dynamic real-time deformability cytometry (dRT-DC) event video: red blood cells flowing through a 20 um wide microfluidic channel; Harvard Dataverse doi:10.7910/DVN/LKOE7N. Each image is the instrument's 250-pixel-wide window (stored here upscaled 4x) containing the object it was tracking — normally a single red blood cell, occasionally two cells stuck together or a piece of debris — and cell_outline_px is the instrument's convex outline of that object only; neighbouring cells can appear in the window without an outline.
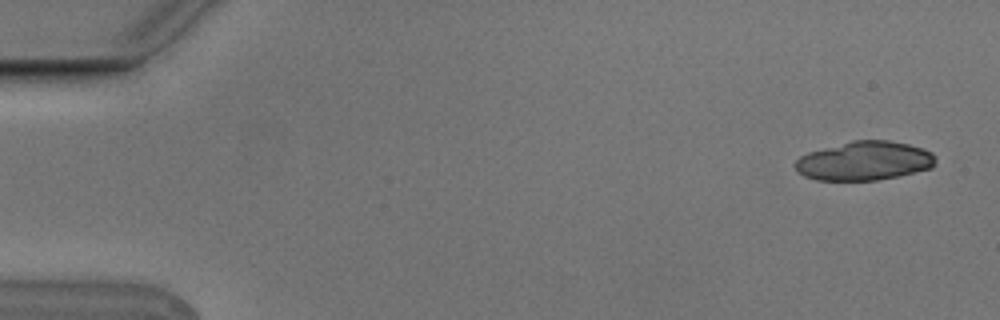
{"species": "Egyptian fruit bat (a non-hibernating species)", "species_latin": "Rousettus aegyptiacus", "temperature_condition": "cold", "stored_images_in_passage": 6, "segment_of_instrument_passage": [1, 2], "camera_frame_rate_fps": 3000, "um_per_image_px": 0.085, "animal": {"sex": "male"}, "frame": {"image": 1, "passage_image": 1, "time_ms": 0.0, "image_size_px": [1000, 320], "cell_outline_px": [[944, 160], [932, 168], [896, 176], [876, 180], [816, 180], [804, 176], [792, 164], [800, 156], [808, 152], [852, 140], [888, 140], [908, 144], [924, 148], [932, 152]], "centroid_in_image_um": [73.55, 13.66], "position_along_channel_um": 11.5, "area_um2": 32.31}}